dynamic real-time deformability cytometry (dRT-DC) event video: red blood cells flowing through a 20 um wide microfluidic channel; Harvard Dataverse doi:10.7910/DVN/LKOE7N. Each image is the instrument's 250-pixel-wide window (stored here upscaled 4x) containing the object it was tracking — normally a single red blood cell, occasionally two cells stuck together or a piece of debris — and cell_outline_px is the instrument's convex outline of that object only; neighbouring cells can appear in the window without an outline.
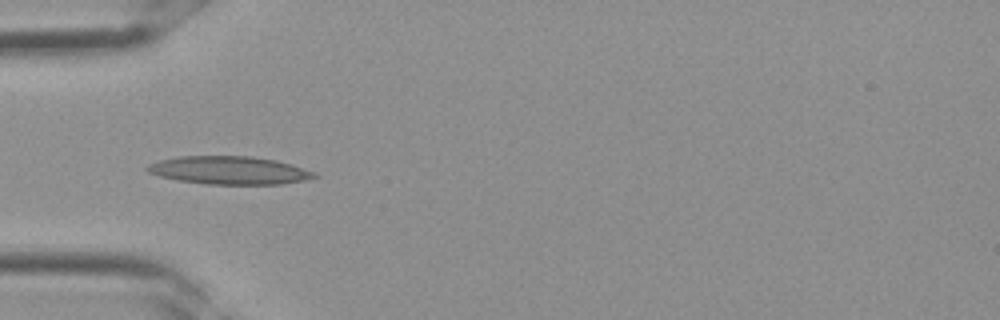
{"species": "Egyptian fruit bat (a non-hibernating species)", "species_latin": "Rousettus aegyptiacus", "temperature_condition": "room temperature", "stored_images_in_passage": 2, "camera_frame_rate_fps": 3000, "um_per_image_px": 0.085, "frame": {"image": 1, "passage_image": 2, "time_ms": 0.333, "image_size_px": [1000, 320], "cell_outline_px": [[320, 176], [304, 180], [280, 184], [208, 184], [176, 180], [160, 176], [148, 172], [144, 168], [148, 164], [160, 160], [180, 156], [252, 156], [276, 160], [292, 164], [316, 172]], "centroid_in_image_um": [19.5, 14.47], "position_along_channel_um": 65.5, "area_um2": 27.4}}